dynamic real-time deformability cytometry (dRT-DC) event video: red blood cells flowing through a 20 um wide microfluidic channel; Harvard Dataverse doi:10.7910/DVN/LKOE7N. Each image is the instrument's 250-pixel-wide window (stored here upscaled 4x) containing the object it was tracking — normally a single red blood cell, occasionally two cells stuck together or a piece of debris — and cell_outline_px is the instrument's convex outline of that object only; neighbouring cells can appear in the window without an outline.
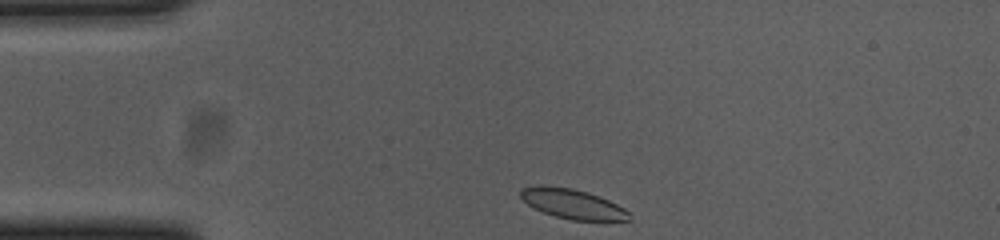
{"species": "common noctule bat (a hibernating species)", "species_latin": "Nyctalus noctula", "temperature_condition": "cold", "stored_images_in_passage": 35, "camera_frame_rate_fps": 3000, "um_per_image_px": 0.085, "animal": {"sex": "female", "body_mass_g": 23.0, "forearm_length_mm": 53.4}, "frame": {"image": 1, "passage_image": 1, "time_ms": 0.0, "image_size_px": [1000, 240], "cell_outline_px": [[632, 220], [572, 220], [556, 216], [544, 212], [528, 204], [520, 196], [520, 188], [540, 184], [572, 188], [588, 192], [608, 200], [624, 208], [628, 212]], "centroid_in_image_um": [48.64, 17.31], "position_along_channel_um": 36.4, "area_um2": 18.67}}
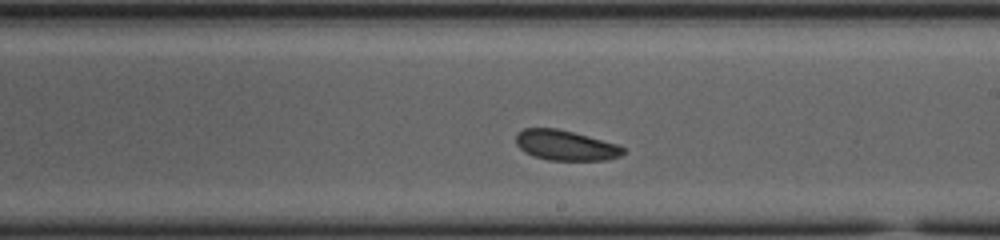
{"frame": {"image": 2, "passage_image": 21, "time_ms": 6.667, "image_size_px": [1000, 240], "cell_outline_px": [[624, 152], [620, 156], [604, 160], [548, 160], [532, 156], [524, 152], [516, 144], [516, 136], [524, 128], [556, 128], [620, 144], [624, 148]], "centroid_in_image_um": [48.07, 12.36], "position_along_channel_um": 240.9, "area_um2": 18.84}}
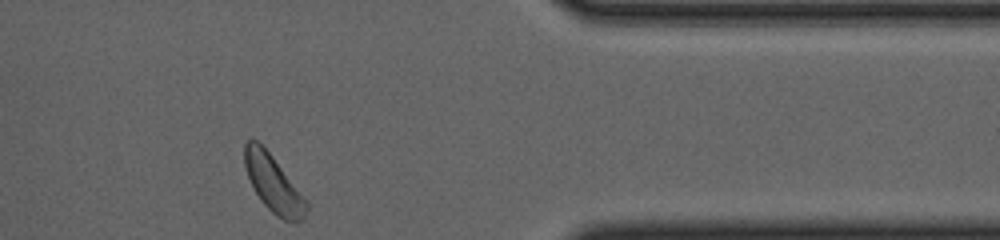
{"frame": {"image": 3, "passage_image": 35, "time_ms": 11.333, "image_size_px": [1000, 240], "cell_outline_px": [[308, 208], [304, 216], [296, 224], [284, 220], [276, 216], [260, 200], [248, 176], [244, 164], [244, 144], [248, 140], [256, 140], [272, 156], [308, 200]], "centroid_in_image_um": [23.26, 15.65], "position_along_channel_um": 388.1, "area_um2": 20.35}, "authors_computed_cell_mechanics": {"area_um2": 19.363, "velocity_mm_per_s": 3.6224, "shape_relaxation_time_tau1_ms": 1.8939, "shape_relaxation_time_tau2_ms": 5.955, "deformation_change_tau1": 0.0401, "deformation_change_tau2": 0.1025}}